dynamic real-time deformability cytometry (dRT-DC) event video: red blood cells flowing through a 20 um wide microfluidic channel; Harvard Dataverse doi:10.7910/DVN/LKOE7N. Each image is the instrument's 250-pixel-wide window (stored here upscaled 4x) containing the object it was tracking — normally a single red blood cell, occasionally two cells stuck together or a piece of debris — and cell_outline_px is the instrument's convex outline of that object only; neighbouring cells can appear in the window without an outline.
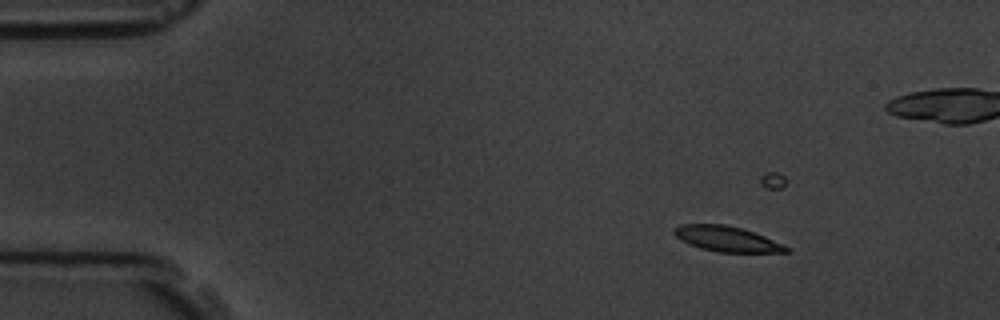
{"species": "common noctule bat (a hibernating species)", "species_latin": "Nyctalus noctula", "temperature_condition": "room temperature", "stored_images_in_passage": 5, "camera_frame_rate_fps": 3000, "um_per_image_px": 0.085, "animal": {"sex": "male", "body_mass_g": 19.5, "forearm_length_mm": 54.6}, "frame": {"image": 1, "passage_image": 2, "time_ms": 1.333, "image_size_px": [1000, 320], "cell_outline_px": [[792, 252], [720, 252], [700, 248], [688, 244], [680, 240], [672, 232], [672, 228], [680, 224], [724, 224], [740, 228], [764, 236], [784, 244], [792, 248]], "centroid_in_image_um": [61.77, 20.31], "position_along_channel_um": 23.2, "area_um2": 16.65}}